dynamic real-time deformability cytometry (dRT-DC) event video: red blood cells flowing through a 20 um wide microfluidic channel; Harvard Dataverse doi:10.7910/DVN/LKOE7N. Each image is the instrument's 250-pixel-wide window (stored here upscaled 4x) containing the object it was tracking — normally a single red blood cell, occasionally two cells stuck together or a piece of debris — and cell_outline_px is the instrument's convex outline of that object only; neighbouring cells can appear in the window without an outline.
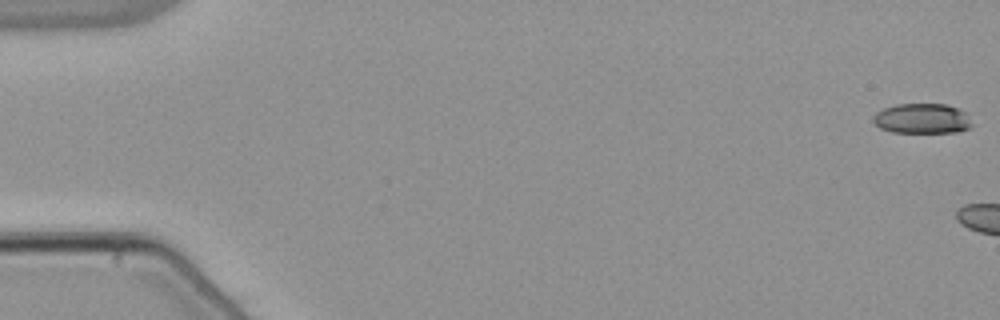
{"species": "common noctule bat (a hibernating species)", "species_latin": "Nyctalus noctula", "temperature_condition": "warm", "stored_images_in_passage": 5, "camera_frame_rate_fps": 3000, "um_per_image_px": 0.085, "animal": {"sex": "male", "body_mass_g": 21.5, "forearm_length_mm": 52.0}, "frame": {"image": 1, "passage_image": 1, "time_ms": 0.0, "image_size_px": [1000, 320], "cell_outline_px": [[976, 124], [972, 128], [956, 132], [892, 132], [880, 128], [872, 120], [872, 116], [876, 112], [884, 108], [896, 104], [944, 104], [960, 108]], "centroid_in_image_um": [78.43, 10.08], "position_along_channel_um": 6.6, "area_um2": 17.57}}